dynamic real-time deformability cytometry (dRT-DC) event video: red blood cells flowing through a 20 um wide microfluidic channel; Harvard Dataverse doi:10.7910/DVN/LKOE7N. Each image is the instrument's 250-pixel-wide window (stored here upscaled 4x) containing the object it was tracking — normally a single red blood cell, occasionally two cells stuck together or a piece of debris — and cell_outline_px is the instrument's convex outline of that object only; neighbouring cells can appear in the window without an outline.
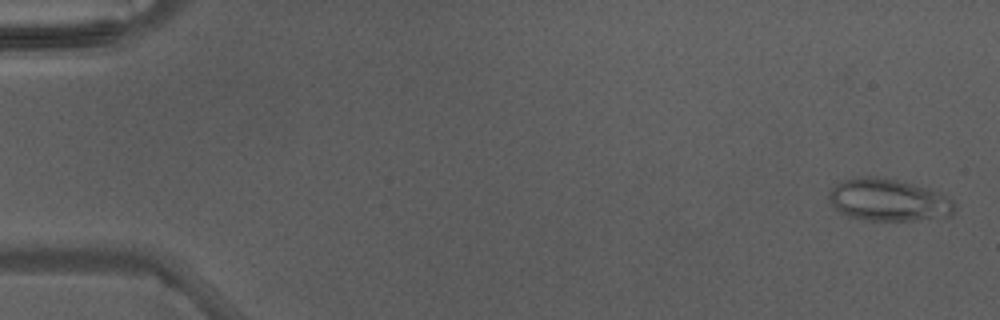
{"species": "Egyptian fruit bat (a non-hibernating species)", "species_latin": "Rousettus aegyptiacus", "temperature_condition": "warm", "stored_images_in_passage": 5, "camera_frame_rate_fps": 3000, "um_per_image_px": 0.085, "animal": {"sex": "male"}, "frame": {"image": 1, "passage_image": 1, "time_ms": 0.0, "image_size_px": [1000, 320], "cell_outline_px": [[956, 208], [948, 216], [912, 220], [864, 220], [848, 216], [840, 212], [828, 200], [828, 192], [836, 184], [844, 180], [868, 176], [880, 176], [932, 188], [952, 200]], "centroid_in_image_um": [75.51, 16.99], "position_along_channel_um": 9.5, "area_um2": 30.87}}